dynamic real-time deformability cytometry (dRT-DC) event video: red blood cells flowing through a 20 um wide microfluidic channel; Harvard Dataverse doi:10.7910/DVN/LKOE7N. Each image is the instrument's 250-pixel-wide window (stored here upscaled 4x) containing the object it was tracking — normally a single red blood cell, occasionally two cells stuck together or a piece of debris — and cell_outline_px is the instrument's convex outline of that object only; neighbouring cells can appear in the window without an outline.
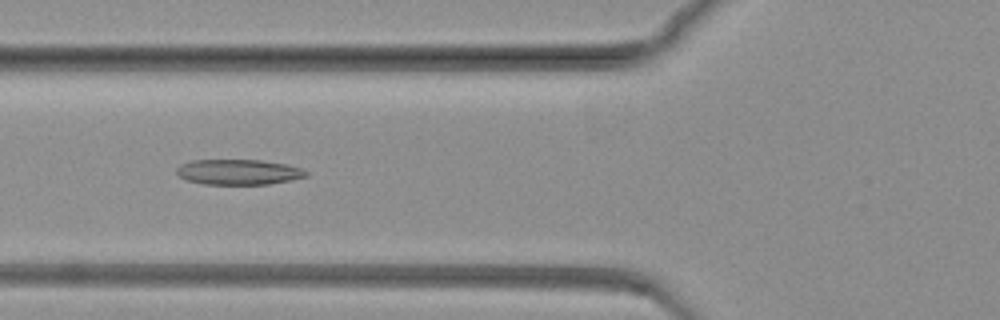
{"species": "common noctule bat (a hibernating species)", "species_latin": "Nyctalus noctula", "temperature_condition": "warm", "stored_images_in_passage": 77, "camera_frame_rate_fps": 3000, "um_per_image_px": 0.085, "animal": {"sex": "female", "body_mass_g": 19.3, "forearm_length_mm": 54.1}, "frame": {"image": 1, "passage_image": 32, "time_ms": 10.333, "image_size_px": [1000, 320], "cell_outline_px": [[308, 176], [292, 180], [268, 184], [204, 184], [188, 180], [180, 176], [176, 172], [176, 168], [180, 164], [192, 160], [260, 160], [288, 164], [304, 168], [308, 172]], "centroid_in_image_um": [20.32, 14.61], "position_along_channel_um": 105.5, "area_um2": 19.25}}
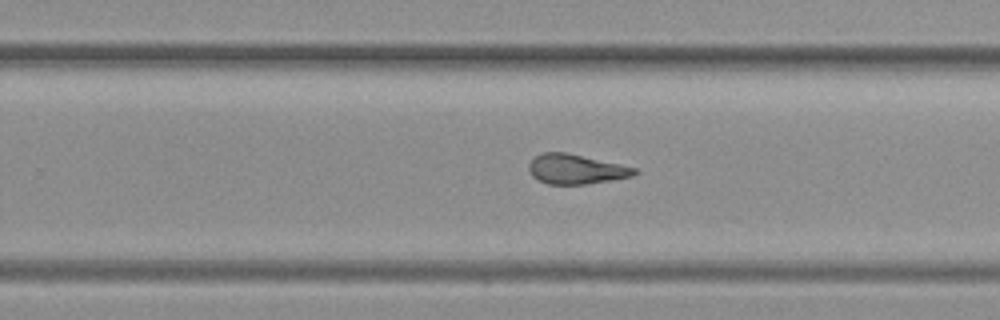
{"frame": {"image": 2, "passage_image": 53, "time_ms": 17.333, "image_size_px": [1000, 320], "cell_outline_px": [[640, 172], [632, 176], [612, 180], [584, 184], [548, 184], [532, 176], [528, 172], [528, 164], [536, 156], [544, 152], [564, 152], [636, 168]], "centroid_in_image_um": [48.94, 14.39], "position_along_channel_um": 280.9, "area_um2": 18.03}}
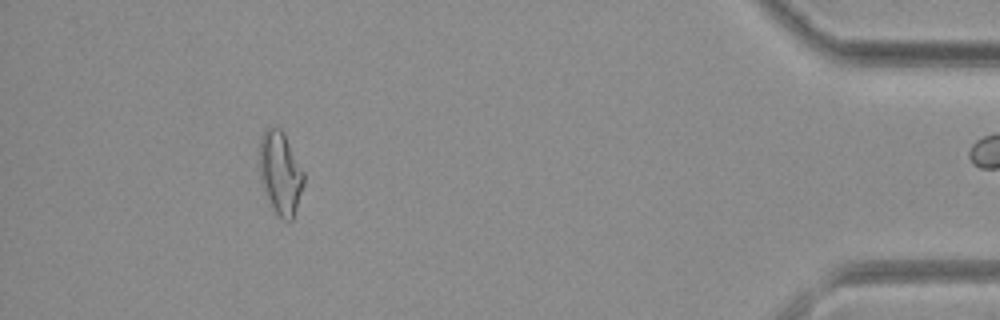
{"frame": {"image": 3, "passage_image": 76, "time_ms": 25.0, "image_size_px": [1000, 320], "cell_outline_px": [[304, 184], [292, 220], [284, 220], [276, 212], [264, 196], [260, 176], [260, 136], [268, 128], [280, 128], [284, 132], [304, 172]], "centroid_in_image_um": [23.83, 14.7], "position_along_channel_um": 411.4, "area_um2": 21.33}}